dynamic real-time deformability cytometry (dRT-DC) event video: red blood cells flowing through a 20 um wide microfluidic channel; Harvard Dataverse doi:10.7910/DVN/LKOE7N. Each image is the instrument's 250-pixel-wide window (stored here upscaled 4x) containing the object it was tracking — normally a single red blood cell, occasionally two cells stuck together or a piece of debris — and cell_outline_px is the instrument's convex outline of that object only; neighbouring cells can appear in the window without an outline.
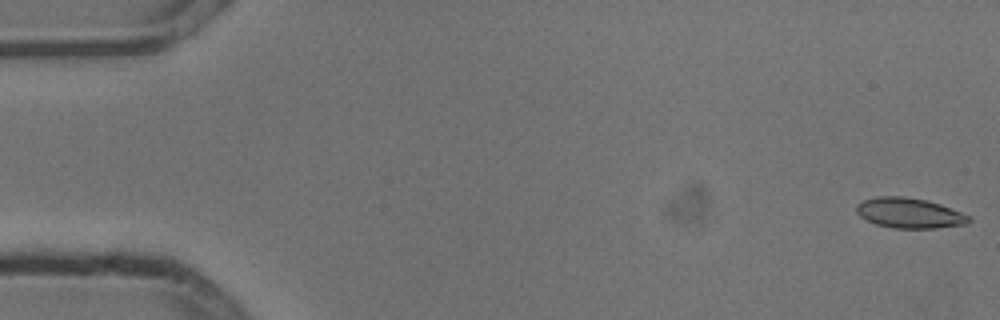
{"species": "common noctule bat (a hibernating species)", "species_latin": "Nyctalus noctula", "temperature_condition": "cold", "stored_images_in_passage": 54, "camera_frame_rate_fps": 3000, "um_per_image_px": 0.085, "animal": {"sex": "male", "body_mass_g": 13.3}, "frame": {"image": 1, "passage_image": 1, "time_ms": 0.0, "image_size_px": [1000, 320], "cell_outline_px": [[972, 220], [968, 224], [936, 228], [892, 228], [876, 224], [860, 216], [856, 212], [856, 204], [864, 200], [876, 196], [904, 196], [924, 200], [940, 204], [972, 216]], "centroid_in_image_um": [77.32, 18.11], "position_along_channel_um": 7.7, "area_um2": 19.88}}
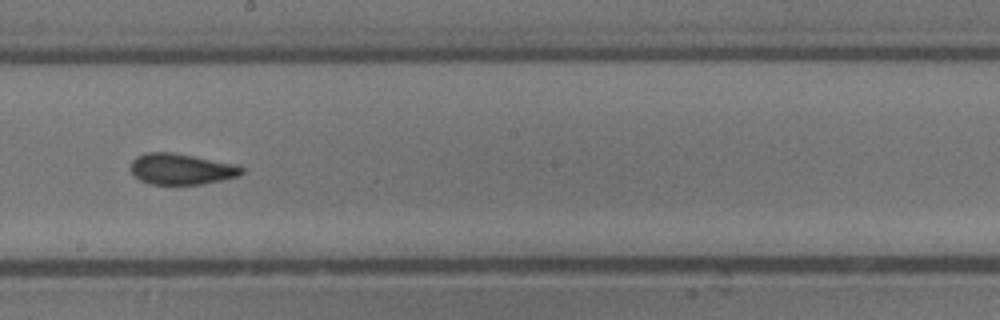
{"frame": {"image": 2, "passage_image": 30, "time_ms": 9.667, "image_size_px": [1000, 320], "cell_outline_px": [[244, 172], [240, 176], [204, 184], [152, 184], [140, 180], [132, 172], [132, 160], [136, 156], [144, 152], [172, 152], [240, 164], [244, 168]], "centroid_in_image_um": [15.48, 14.36], "position_along_channel_um": 232.7, "area_um2": 20.29}}
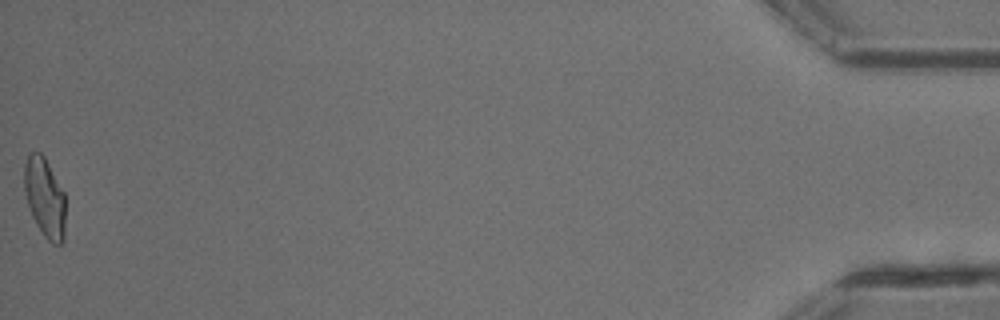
{"frame": {"image": 3, "passage_image": 54, "time_ms": 17.667, "image_size_px": [1000, 320], "cell_outline_px": [[64, 240], [60, 244], [52, 244], [44, 236], [36, 224], [32, 216], [28, 204], [24, 188], [24, 164], [28, 152], [40, 152], [44, 156], [64, 192]], "centroid_in_image_um": [3.79, 16.77], "position_along_channel_um": 431.4, "area_um2": 19.02}, "authors_computed_cell_mechanics": {"area_um2": 19.8832, "velocity_mm_per_s": 3.798, "shape_relaxation_time_tau1_ms": 8.6802, "shape_relaxation_time_tau2_ms": 1.8817, "deformation_change_tau1": 0.1795, "deformation_change_tau2": 0.0715}}